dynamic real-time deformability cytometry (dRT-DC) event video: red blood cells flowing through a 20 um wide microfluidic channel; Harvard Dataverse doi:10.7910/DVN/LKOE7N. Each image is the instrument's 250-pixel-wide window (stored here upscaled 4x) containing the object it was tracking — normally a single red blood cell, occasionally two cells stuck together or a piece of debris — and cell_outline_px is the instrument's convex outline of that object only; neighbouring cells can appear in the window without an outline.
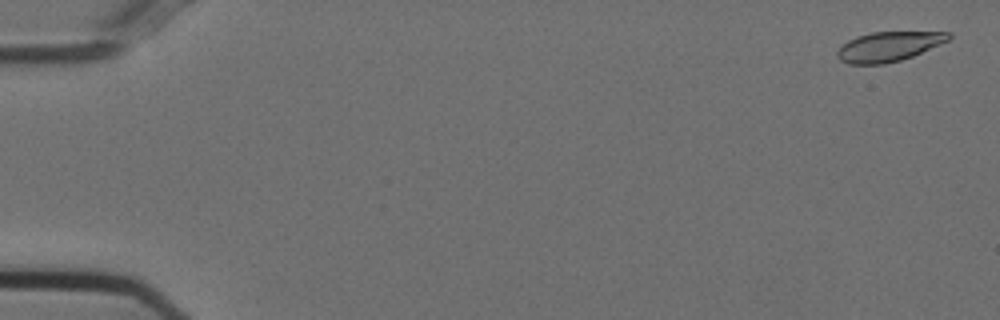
{"species": "Egyptian fruit bat (a non-hibernating species)", "species_latin": "Rousettus aegyptiacus", "temperature_condition": "cold", "stored_images_in_passage": 17, "camera_frame_rate_fps": 3000, "um_per_image_px": 0.085, "animal": {"sex": "female"}, "frame": {"image": 1, "passage_image": 2, "time_ms": 0.333, "image_size_px": [1000, 320], "cell_outline_px": [[952, 36], [948, 40], [940, 44], [912, 56], [900, 60], [884, 64], [848, 64], [840, 60], [836, 56], [836, 52], [848, 40], [856, 36], [872, 32], [952, 32]], "centroid_in_image_um": [75.52, 3.95], "position_along_channel_um": 9.5, "area_um2": 19.13}}